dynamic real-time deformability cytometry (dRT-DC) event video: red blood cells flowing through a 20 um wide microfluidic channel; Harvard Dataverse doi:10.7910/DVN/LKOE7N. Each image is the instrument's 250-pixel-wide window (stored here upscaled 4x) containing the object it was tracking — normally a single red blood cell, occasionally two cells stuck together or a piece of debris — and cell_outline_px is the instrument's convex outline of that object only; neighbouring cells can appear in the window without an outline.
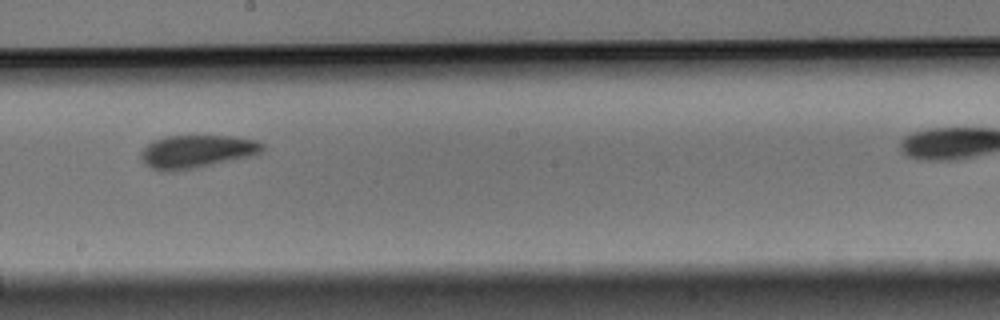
{"species": "Egyptian fruit bat (a non-hibernating species)", "species_latin": "Rousettus aegyptiacus", "temperature_condition": "warm", "stored_images_in_passage": 9, "camera_frame_rate_fps": 3000, "um_per_image_px": 0.085, "animal": {"sex": "male"}, "frame": {"image": 1, "passage_image": 7, "time_ms": 2.0, "image_size_px": [1000, 320], "cell_outline_px": [[264, 148], [260, 152], [252, 156], [180, 172], [160, 172], [144, 164], [140, 156], [140, 152], [152, 140], [164, 136], [236, 136], [256, 140], [264, 144]], "centroid_in_image_um": [16.69, 12.9], "position_along_channel_um": 231.5, "area_um2": 23.93}}
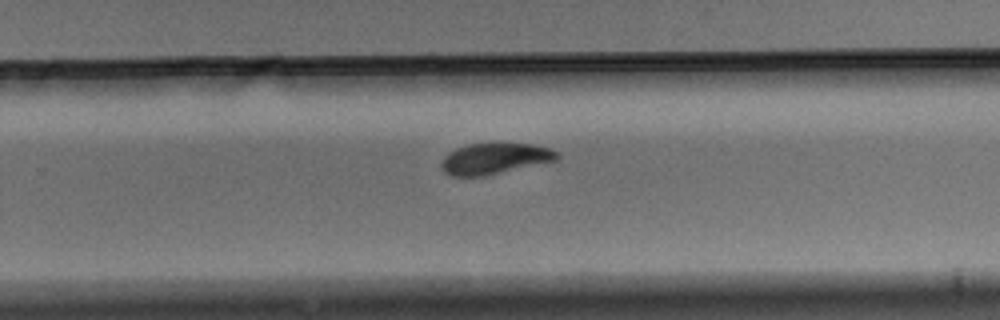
{"frame": {"image": 2, "passage_image": 9, "time_ms": 2.667, "image_size_px": [1000, 320], "cell_outline_px": [[560, 156], [556, 160], [484, 176], [452, 176], [444, 172], [440, 164], [444, 156], [448, 152], [456, 148], [468, 144], [492, 140], [496, 140], [532, 144], [548, 148], [556, 152]], "centroid_in_image_um": [42.01, 13.42], "position_along_channel_um": 287.8, "area_um2": 21.56}}